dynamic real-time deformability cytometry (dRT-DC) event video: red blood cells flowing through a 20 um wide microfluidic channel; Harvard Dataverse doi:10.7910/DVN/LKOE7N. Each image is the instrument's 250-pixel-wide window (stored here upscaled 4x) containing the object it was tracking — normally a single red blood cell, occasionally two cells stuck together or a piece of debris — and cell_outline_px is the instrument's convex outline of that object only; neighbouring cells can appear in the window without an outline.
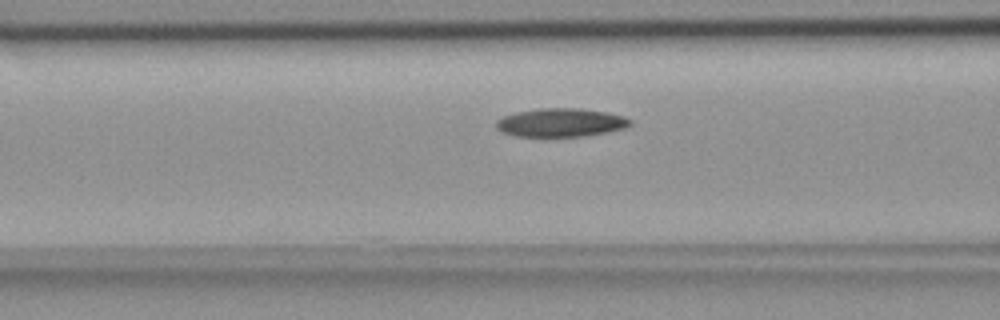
{"species": "common noctule bat (a hibernating species)", "species_latin": "Nyctalus noctula", "temperature_condition": "room temperature", "stored_images_in_passage": 41, "camera_frame_rate_fps": 3000, "um_per_image_px": 0.085, "animal": {"sex": "female", "body_mass_g": 18.4}, "frame": {"image": 1, "passage_image": 11, "time_ms": 3.333, "image_size_px": [1000, 320], "cell_outline_px": [[632, 124], [624, 128], [584, 136], [516, 136], [500, 132], [496, 128], [496, 120], [504, 116], [516, 112], [540, 108], [576, 108], [608, 112], [624, 116], [632, 120]], "centroid_in_image_um": [47.65, 10.41], "position_along_channel_um": 119.0, "area_um2": 22.2}}
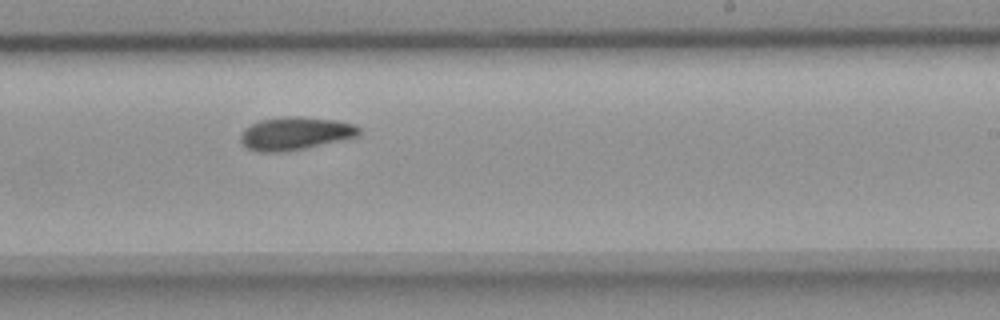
{"frame": {"image": 2, "passage_image": 23, "time_ms": 7.333, "image_size_px": [1000, 320], "cell_outline_px": [[360, 132], [356, 136], [304, 148], [280, 152], [260, 152], [248, 148], [240, 140], [240, 132], [244, 128], [260, 120], [284, 116], [300, 116], [336, 120], [352, 124], [360, 128]], "centroid_in_image_um": [25.04, 11.33], "position_along_channel_um": 264.0, "area_um2": 22.48}}
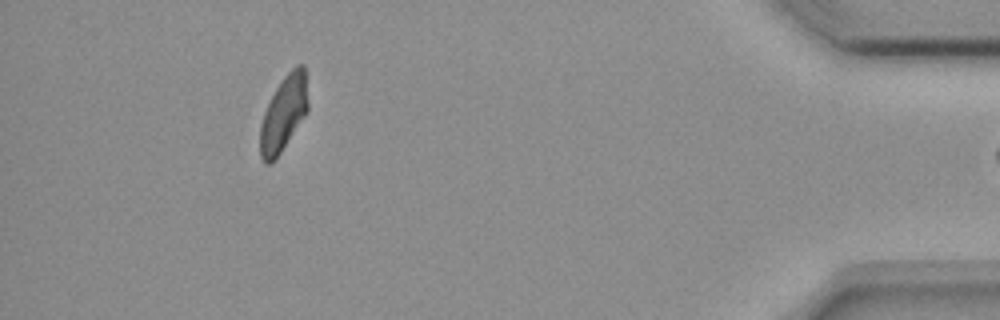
{"frame": {"image": 3, "passage_image": 40, "time_ms": 13.0, "image_size_px": [1000, 320], "cell_outline_px": [[308, 112], [276, 160], [272, 164], [264, 164], [260, 156], [260, 124], [264, 112], [276, 88], [284, 76], [296, 64], [304, 64], [308, 104]], "centroid_in_image_um": [24.11, 9.7], "position_along_channel_um": 411.1, "area_um2": 21.21}}